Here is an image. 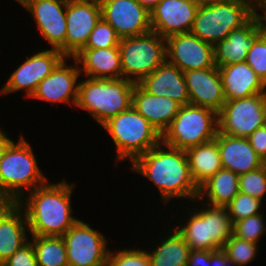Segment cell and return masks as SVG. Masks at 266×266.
Listing matches in <instances>:
<instances>
[{
  "mask_svg": "<svg viewBox=\"0 0 266 266\" xmlns=\"http://www.w3.org/2000/svg\"><path fill=\"white\" fill-rule=\"evenodd\" d=\"M250 0H229L211 5L200 4L190 33L212 45L245 24L256 12Z\"/></svg>",
  "mask_w": 266,
  "mask_h": 266,
  "instance_id": "8992f818",
  "label": "cell"
},
{
  "mask_svg": "<svg viewBox=\"0 0 266 266\" xmlns=\"http://www.w3.org/2000/svg\"><path fill=\"white\" fill-rule=\"evenodd\" d=\"M12 142L13 140L8 138L7 133L5 131L0 135V161L3 158L6 149Z\"/></svg>",
  "mask_w": 266,
  "mask_h": 266,
  "instance_id": "7bdbcfd3",
  "label": "cell"
},
{
  "mask_svg": "<svg viewBox=\"0 0 266 266\" xmlns=\"http://www.w3.org/2000/svg\"><path fill=\"white\" fill-rule=\"evenodd\" d=\"M101 18L99 0H68L66 8L67 30L65 57L73 58L84 47L89 35Z\"/></svg>",
  "mask_w": 266,
  "mask_h": 266,
  "instance_id": "4fadbf2b",
  "label": "cell"
},
{
  "mask_svg": "<svg viewBox=\"0 0 266 266\" xmlns=\"http://www.w3.org/2000/svg\"><path fill=\"white\" fill-rule=\"evenodd\" d=\"M265 214L240 219L233 223V235L246 241L259 244V238L265 234L266 223L264 222Z\"/></svg>",
  "mask_w": 266,
  "mask_h": 266,
  "instance_id": "d6a6232c",
  "label": "cell"
},
{
  "mask_svg": "<svg viewBox=\"0 0 266 266\" xmlns=\"http://www.w3.org/2000/svg\"><path fill=\"white\" fill-rule=\"evenodd\" d=\"M245 62L266 84V38L262 33L253 41Z\"/></svg>",
  "mask_w": 266,
  "mask_h": 266,
  "instance_id": "8d00e7d4",
  "label": "cell"
},
{
  "mask_svg": "<svg viewBox=\"0 0 266 266\" xmlns=\"http://www.w3.org/2000/svg\"><path fill=\"white\" fill-rule=\"evenodd\" d=\"M3 132H4V130H1V128H0V135H1Z\"/></svg>",
  "mask_w": 266,
  "mask_h": 266,
  "instance_id": "f907efd6",
  "label": "cell"
},
{
  "mask_svg": "<svg viewBox=\"0 0 266 266\" xmlns=\"http://www.w3.org/2000/svg\"><path fill=\"white\" fill-rule=\"evenodd\" d=\"M73 58L78 62L84 78H122L119 47L82 49Z\"/></svg>",
  "mask_w": 266,
  "mask_h": 266,
  "instance_id": "484cf974",
  "label": "cell"
},
{
  "mask_svg": "<svg viewBox=\"0 0 266 266\" xmlns=\"http://www.w3.org/2000/svg\"><path fill=\"white\" fill-rule=\"evenodd\" d=\"M118 47L122 78L135 84L140 83L167 60L166 38L152 30L120 39Z\"/></svg>",
  "mask_w": 266,
  "mask_h": 266,
  "instance_id": "ba28073f",
  "label": "cell"
},
{
  "mask_svg": "<svg viewBox=\"0 0 266 266\" xmlns=\"http://www.w3.org/2000/svg\"><path fill=\"white\" fill-rule=\"evenodd\" d=\"M262 203L253 196L239 192L225 208L233 224L240 219L260 214Z\"/></svg>",
  "mask_w": 266,
  "mask_h": 266,
  "instance_id": "1f68e13d",
  "label": "cell"
},
{
  "mask_svg": "<svg viewBox=\"0 0 266 266\" xmlns=\"http://www.w3.org/2000/svg\"><path fill=\"white\" fill-rule=\"evenodd\" d=\"M225 100L241 99L266 93V84L246 62L218 68Z\"/></svg>",
  "mask_w": 266,
  "mask_h": 266,
  "instance_id": "d4e9b609",
  "label": "cell"
},
{
  "mask_svg": "<svg viewBox=\"0 0 266 266\" xmlns=\"http://www.w3.org/2000/svg\"><path fill=\"white\" fill-rule=\"evenodd\" d=\"M14 1H17L22 6L27 0H14Z\"/></svg>",
  "mask_w": 266,
  "mask_h": 266,
  "instance_id": "7dc6e473",
  "label": "cell"
},
{
  "mask_svg": "<svg viewBox=\"0 0 266 266\" xmlns=\"http://www.w3.org/2000/svg\"><path fill=\"white\" fill-rule=\"evenodd\" d=\"M262 5L266 8V0H262Z\"/></svg>",
  "mask_w": 266,
  "mask_h": 266,
  "instance_id": "c3c4849f",
  "label": "cell"
},
{
  "mask_svg": "<svg viewBox=\"0 0 266 266\" xmlns=\"http://www.w3.org/2000/svg\"><path fill=\"white\" fill-rule=\"evenodd\" d=\"M239 192L263 201L266 194V163L257 170L239 175Z\"/></svg>",
  "mask_w": 266,
  "mask_h": 266,
  "instance_id": "e575fe53",
  "label": "cell"
},
{
  "mask_svg": "<svg viewBox=\"0 0 266 266\" xmlns=\"http://www.w3.org/2000/svg\"><path fill=\"white\" fill-rule=\"evenodd\" d=\"M3 266H38L32 242L29 241L9 257Z\"/></svg>",
  "mask_w": 266,
  "mask_h": 266,
  "instance_id": "74e56055",
  "label": "cell"
},
{
  "mask_svg": "<svg viewBox=\"0 0 266 266\" xmlns=\"http://www.w3.org/2000/svg\"><path fill=\"white\" fill-rule=\"evenodd\" d=\"M102 127L116 146V161L129 160L132 163L162 141L160 132L133 106L109 119Z\"/></svg>",
  "mask_w": 266,
  "mask_h": 266,
  "instance_id": "5b68a950",
  "label": "cell"
},
{
  "mask_svg": "<svg viewBox=\"0 0 266 266\" xmlns=\"http://www.w3.org/2000/svg\"><path fill=\"white\" fill-rule=\"evenodd\" d=\"M64 58L56 68L37 86L30 99H38L50 104H69L76 106L78 100L79 78L81 76L78 62L67 63ZM70 64V65H69Z\"/></svg>",
  "mask_w": 266,
  "mask_h": 266,
  "instance_id": "2e32d148",
  "label": "cell"
},
{
  "mask_svg": "<svg viewBox=\"0 0 266 266\" xmlns=\"http://www.w3.org/2000/svg\"><path fill=\"white\" fill-rule=\"evenodd\" d=\"M119 42L120 38L114 28L101 17L89 35L88 41L83 49L118 47Z\"/></svg>",
  "mask_w": 266,
  "mask_h": 266,
  "instance_id": "836d02e7",
  "label": "cell"
},
{
  "mask_svg": "<svg viewBox=\"0 0 266 266\" xmlns=\"http://www.w3.org/2000/svg\"><path fill=\"white\" fill-rule=\"evenodd\" d=\"M68 0H27L24 7L37 24L42 39L65 56Z\"/></svg>",
  "mask_w": 266,
  "mask_h": 266,
  "instance_id": "9a60e30c",
  "label": "cell"
},
{
  "mask_svg": "<svg viewBox=\"0 0 266 266\" xmlns=\"http://www.w3.org/2000/svg\"><path fill=\"white\" fill-rule=\"evenodd\" d=\"M135 83L124 78L86 77L79 81L76 107L86 111L101 126L132 106Z\"/></svg>",
  "mask_w": 266,
  "mask_h": 266,
  "instance_id": "277c9868",
  "label": "cell"
},
{
  "mask_svg": "<svg viewBox=\"0 0 266 266\" xmlns=\"http://www.w3.org/2000/svg\"><path fill=\"white\" fill-rule=\"evenodd\" d=\"M256 7H259L262 4V0H250Z\"/></svg>",
  "mask_w": 266,
  "mask_h": 266,
  "instance_id": "bcb514c9",
  "label": "cell"
},
{
  "mask_svg": "<svg viewBox=\"0 0 266 266\" xmlns=\"http://www.w3.org/2000/svg\"><path fill=\"white\" fill-rule=\"evenodd\" d=\"M190 104L218 113L226 102L218 67L184 71Z\"/></svg>",
  "mask_w": 266,
  "mask_h": 266,
  "instance_id": "d6986e66",
  "label": "cell"
},
{
  "mask_svg": "<svg viewBox=\"0 0 266 266\" xmlns=\"http://www.w3.org/2000/svg\"><path fill=\"white\" fill-rule=\"evenodd\" d=\"M265 119H266V93H265Z\"/></svg>",
  "mask_w": 266,
  "mask_h": 266,
  "instance_id": "681fc988",
  "label": "cell"
},
{
  "mask_svg": "<svg viewBox=\"0 0 266 266\" xmlns=\"http://www.w3.org/2000/svg\"><path fill=\"white\" fill-rule=\"evenodd\" d=\"M199 5L198 0H161L150 12L152 31L164 38L190 33Z\"/></svg>",
  "mask_w": 266,
  "mask_h": 266,
  "instance_id": "ac0fdd59",
  "label": "cell"
},
{
  "mask_svg": "<svg viewBox=\"0 0 266 266\" xmlns=\"http://www.w3.org/2000/svg\"><path fill=\"white\" fill-rule=\"evenodd\" d=\"M132 106L162 135L178 114L181 105L169 97L148 93L139 83L132 93Z\"/></svg>",
  "mask_w": 266,
  "mask_h": 266,
  "instance_id": "603a6c76",
  "label": "cell"
},
{
  "mask_svg": "<svg viewBox=\"0 0 266 266\" xmlns=\"http://www.w3.org/2000/svg\"><path fill=\"white\" fill-rule=\"evenodd\" d=\"M217 131L218 119L214 110L187 104L180 107L178 114L162 134V142L186 151L214 140Z\"/></svg>",
  "mask_w": 266,
  "mask_h": 266,
  "instance_id": "9c48e42d",
  "label": "cell"
},
{
  "mask_svg": "<svg viewBox=\"0 0 266 266\" xmlns=\"http://www.w3.org/2000/svg\"><path fill=\"white\" fill-rule=\"evenodd\" d=\"M260 33L258 15L255 13L240 28L232 30L225 39L214 45L215 66L221 68L245 62L249 48Z\"/></svg>",
  "mask_w": 266,
  "mask_h": 266,
  "instance_id": "44dd1931",
  "label": "cell"
},
{
  "mask_svg": "<svg viewBox=\"0 0 266 266\" xmlns=\"http://www.w3.org/2000/svg\"><path fill=\"white\" fill-rule=\"evenodd\" d=\"M69 266H107L108 240L80 219L62 236Z\"/></svg>",
  "mask_w": 266,
  "mask_h": 266,
  "instance_id": "8fae6325",
  "label": "cell"
},
{
  "mask_svg": "<svg viewBox=\"0 0 266 266\" xmlns=\"http://www.w3.org/2000/svg\"><path fill=\"white\" fill-rule=\"evenodd\" d=\"M38 266H69L62 236L31 235Z\"/></svg>",
  "mask_w": 266,
  "mask_h": 266,
  "instance_id": "f546056e",
  "label": "cell"
},
{
  "mask_svg": "<svg viewBox=\"0 0 266 266\" xmlns=\"http://www.w3.org/2000/svg\"><path fill=\"white\" fill-rule=\"evenodd\" d=\"M210 250H191L187 266H209Z\"/></svg>",
  "mask_w": 266,
  "mask_h": 266,
  "instance_id": "ab89813d",
  "label": "cell"
},
{
  "mask_svg": "<svg viewBox=\"0 0 266 266\" xmlns=\"http://www.w3.org/2000/svg\"><path fill=\"white\" fill-rule=\"evenodd\" d=\"M166 43L167 60L183 72L216 67L214 45L192 33L171 35L166 38Z\"/></svg>",
  "mask_w": 266,
  "mask_h": 266,
  "instance_id": "e0dca14e",
  "label": "cell"
},
{
  "mask_svg": "<svg viewBox=\"0 0 266 266\" xmlns=\"http://www.w3.org/2000/svg\"><path fill=\"white\" fill-rule=\"evenodd\" d=\"M131 164L129 169L140 173L159 189L161 201L165 205L172 198L181 197L196 203L199 188L192 179L185 150L168 146L161 141Z\"/></svg>",
  "mask_w": 266,
  "mask_h": 266,
  "instance_id": "6da1fadb",
  "label": "cell"
},
{
  "mask_svg": "<svg viewBox=\"0 0 266 266\" xmlns=\"http://www.w3.org/2000/svg\"><path fill=\"white\" fill-rule=\"evenodd\" d=\"M186 154L192 179L198 188L223 168L216 139L191 147Z\"/></svg>",
  "mask_w": 266,
  "mask_h": 266,
  "instance_id": "4316f807",
  "label": "cell"
},
{
  "mask_svg": "<svg viewBox=\"0 0 266 266\" xmlns=\"http://www.w3.org/2000/svg\"><path fill=\"white\" fill-rule=\"evenodd\" d=\"M101 17L116 31L120 39L152 30L150 12L137 0H99Z\"/></svg>",
  "mask_w": 266,
  "mask_h": 266,
  "instance_id": "5bb4252c",
  "label": "cell"
},
{
  "mask_svg": "<svg viewBox=\"0 0 266 266\" xmlns=\"http://www.w3.org/2000/svg\"><path fill=\"white\" fill-rule=\"evenodd\" d=\"M73 189L74 184L65 179L47 182L18 202L25 211L30 235L63 236L79 220L72 215Z\"/></svg>",
  "mask_w": 266,
  "mask_h": 266,
  "instance_id": "7a4b0ae2",
  "label": "cell"
},
{
  "mask_svg": "<svg viewBox=\"0 0 266 266\" xmlns=\"http://www.w3.org/2000/svg\"><path fill=\"white\" fill-rule=\"evenodd\" d=\"M229 0H198L199 4L211 5L217 3H224Z\"/></svg>",
  "mask_w": 266,
  "mask_h": 266,
  "instance_id": "f6af8a7d",
  "label": "cell"
},
{
  "mask_svg": "<svg viewBox=\"0 0 266 266\" xmlns=\"http://www.w3.org/2000/svg\"><path fill=\"white\" fill-rule=\"evenodd\" d=\"M65 58L57 49H43L32 56H28L9 76L2 86L0 95L26 90L27 98L35 92L38 84L47 77Z\"/></svg>",
  "mask_w": 266,
  "mask_h": 266,
  "instance_id": "7c38bea8",
  "label": "cell"
},
{
  "mask_svg": "<svg viewBox=\"0 0 266 266\" xmlns=\"http://www.w3.org/2000/svg\"><path fill=\"white\" fill-rule=\"evenodd\" d=\"M203 208V209H202ZM192 212L191 216L183 218V225L175 226L177 232L184 238L190 250L222 249L233 234V224L225 207L204 205Z\"/></svg>",
  "mask_w": 266,
  "mask_h": 266,
  "instance_id": "52a82bcc",
  "label": "cell"
},
{
  "mask_svg": "<svg viewBox=\"0 0 266 266\" xmlns=\"http://www.w3.org/2000/svg\"><path fill=\"white\" fill-rule=\"evenodd\" d=\"M27 230L26 214L18 202L0 201V264L29 241Z\"/></svg>",
  "mask_w": 266,
  "mask_h": 266,
  "instance_id": "ffe728a7",
  "label": "cell"
},
{
  "mask_svg": "<svg viewBox=\"0 0 266 266\" xmlns=\"http://www.w3.org/2000/svg\"><path fill=\"white\" fill-rule=\"evenodd\" d=\"M258 245L250 241L242 240L232 234L222 249L237 266H246L256 258L259 250Z\"/></svg>",
  "mask_w": 266,
  "mask_h": 266,
  "instance_id": "4dcf8cb0",
  "label": "cell"
},
{
  "mask_svg": "<svg viewBox=\"0 0 266 266\" xmlns=\"http://www.w3.org/2000/svg\"><path fill=\"white\" fill-rule=\"evenodd\" d=\"M139 84L152 95L169 97L181 106L190 104L183 71L168 60Z\"/></svg>",
  "mask_w": 266,
  "mask_h": 266,
  "instance_id": "cb8c5ba5",
  "label": "cell"
},
{
  "mask_svg": "<svg viewBox=\"0 0 266 266\" xmlns=\"http://www.w3.org/2000/svg\"><path fill=\"white\" fill-rule=\"evenodd\" d=\"M43 175L30 144L20 135L12 142L0 161V201L19 202L27 193L43 186Z\"/></svg>",
  "mask_w": 266,
  "mask_h": 266,
  "instance_id": "3957f363",
  "label": "cell"
},
{
  "mask_svg": "<svg viewBox=\"0 0 266 266\" xmlns=\"http://www.w3.org/2000/svg\"><path fill=\"white\" fill-rule=\"evenodd\" d=\"M238 181L239 175L222 168L199 188L195 201L206 200L202 204L226 207L239 193Z\"/></svg>",
  "mask_w": 266,
  "mask_h": 266,
  "instance_id": "83f0119b",
  "label": "cell"
},
{
  "mask_svg": "<svg viewBox=\"0 0 266 266\" xmlns=\"http://www.w3.org/2000/svg\"><path fill=\"white\" fill-rule=\"evenodd\" d=\"M218 131L234 137H248L266 124L265 93L226 100L217 113Z\"/></svg>",
  "mask_w": 266,
  "mask_h": 266,
  "instance_id": "30bf717a",
  "label": "cell"
},
{
  "mask_svg": "<svg viewBox=\"0 0 266 266\" xmlns=\"http://www.w3.org/2000/svg\"><path fill=\"white\" fill-rule=\"evenodd\" d=\"M257 155L266 163V124L247 137Z\"/></svg>",
  "mask_w": 266,
  "mask_h": 266,
  "instance_id": "f35d334b",
  "label": "cell"
},
{
  "mask_svg": "<svg viewBox=\"0 0 266 266\" xmlns=\"http://www.w3.org/2000/svg\"><path fill=\"white\" fill-rule=\"evenodd\" d=\"M215 139L224 169L241 175L257 170L265 164L246 137H234L217 131Z\"/></svg>",
  "mask_w": 266,
  "mask_h": 266,
  "instance_id": "7402d4cb",
  "label": "cell"
},
{
  "mask_svg": "<svg viewBox=\"0 0 266 266\" xmlns=\"http://www.w3.org/2000/svg\"><path fill=\"white\" fill-rule=\"evenodd\" d=\"M107 266H151L147 251L141 249L111 250L108 254Z\"/></svg>",
  "mask_w": 266,
  "mask_h": 266,
  "instance_id": "d590c367",
  "label": "cell"
},
{
  "mask_svg": "<svg viewBox=\"0 0 266 266\" xmlns=\"http://www.w3.org/2000/svg\"><path fill=\"white\" fill-rule=\"evenodd\" d=\"M237 266V264L232 261L223 249L216 251H210L209 266Z\"/></svg>",
  "mask_w": 266,
  "mask_h": 266,
  "instance_id": "60d3db41",
  "label": "cell"
},
{
  "mask_svg": "<svg viewBox=\"0 0 266 266\" xmlns=\"http://www.w3.org/2000/svg\"><path fill=\"white\" fill-rule=\"evenodd\" d=\"M173 229L161 239L159 246L155 245L157 248L147 251L151 266H187L191 250L184 238Z\"/></svg>",
  "mask_w": 266,
  "mask_h": 266,
  "instance_id": "f1b7e54d",
  "label": "cell"
},
{
  "mask_svg": "<svg viewBox=\"0 0 266 266\" xmlns=\"http://www.w3.org/2000/svg\"><path fill=\"white\" fill-rule=\"evenodd\" d=\"M260 9H261V12H263L262 14L257 12ZM255 13L258 15V22H259L261 33L266 38V8L261 4L259 7H257Z\"/></svg>",
  "mask_w": 266,
  "mask_h": 266,
  "instance_id": "b9f144b4",
  "label": "cell"
},
{
  "mask_svg": "<svg viewBox=\"0 0 266 266\" xmlns=\"http://www.w3.org/2000/svg\"><path fill=\"white\" fill-rule=\"evenodd\" d=\"M144 8L149 12L161 1V0H137Z\"/></svg>",
  "mask_w": 266,
  "mask_h": 266,
  "instance_id": "ee69618b",
  "label": "cell"
}]
</instances>
